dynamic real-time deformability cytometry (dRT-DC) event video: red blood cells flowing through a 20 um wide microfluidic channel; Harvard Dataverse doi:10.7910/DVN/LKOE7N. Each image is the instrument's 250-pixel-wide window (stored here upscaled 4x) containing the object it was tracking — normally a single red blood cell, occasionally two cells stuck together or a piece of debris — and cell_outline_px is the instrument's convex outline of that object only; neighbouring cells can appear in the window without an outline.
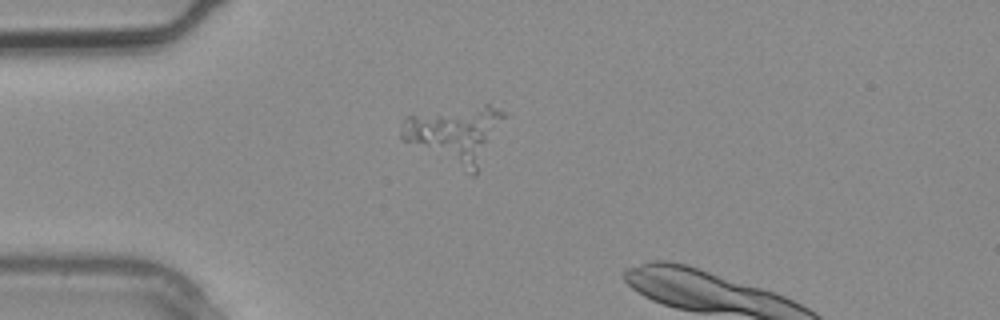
{"species": "common noctule bat (a hibernating species)", "species_latin": "Nyctalus noctula", "temperature_condition": "warm", "stored_images_in_passage": 4, "camera_frame_rate_fps": 3000, "um_per_image_px": 0.085, "animal": {"sex": "male", "body_mass_g": 20.4}, "frame": {"image": 1, "passage_image": 3, "time_ms": 0.667, "image_size_px": [1000, 320], "cell_outline_px": [[504, 116], [476, 176], [472, 176], [404, 140], [400, 136], [400, 132], [404, 116], [484, 104], [488, 104], [504, 112]], "centroid_in_image_um": [38.68, 11.43], "position_along_channel_um": 46.3, "area_um2": 33.58}}